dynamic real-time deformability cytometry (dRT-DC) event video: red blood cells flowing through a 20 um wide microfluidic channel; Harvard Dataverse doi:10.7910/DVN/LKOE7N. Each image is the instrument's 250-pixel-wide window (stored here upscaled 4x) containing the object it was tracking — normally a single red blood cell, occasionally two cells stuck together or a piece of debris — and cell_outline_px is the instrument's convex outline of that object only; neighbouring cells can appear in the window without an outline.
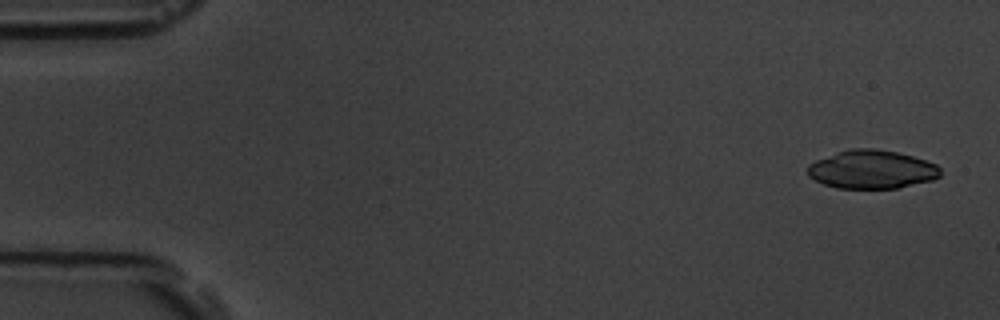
{"species": "common noctule bat (a hibernating species)", "species_latin": "Nyctalus noctula", "temperature_condition": "room temperature", "stored_images_in_passage": 4, "camera_frame_rate_fps": 3000, "um_per_image_px": 0.085, "animal": {"sex": "male", "body_mass_g": 19.5, "forearm_length_mm": 54.6}, "frame": {"image": 1, "passage_image": 1, "time_ms": 0.0, "image_size_px": [1000, 320], "cell_outline_px": [[940, 176], [932, 180], [896, 188], [836, 188], [824, 184], [808, 176], [808, 164], [816, 160], [852, 148], [872, 148], [896, 152], [912, 156], [936, 164], [940, 168]], "centroid_in_image_um": [74.1, 14.41], "position_along_channel_um": 10.9, "area_um2": 29.42}}